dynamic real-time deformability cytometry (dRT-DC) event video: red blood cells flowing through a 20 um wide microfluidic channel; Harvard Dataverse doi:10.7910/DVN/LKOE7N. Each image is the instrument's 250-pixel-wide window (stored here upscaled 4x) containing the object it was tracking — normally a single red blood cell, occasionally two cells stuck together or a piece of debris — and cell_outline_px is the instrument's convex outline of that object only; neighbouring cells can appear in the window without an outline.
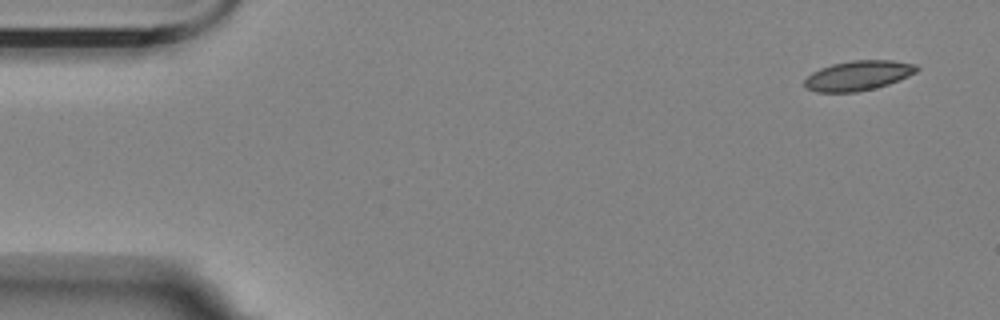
{"species": "Egyptian fruit bat (a non-hibernating species)", "species_latin": "Rousettus aegyptiacus", "temperature_condition": "room temperature", "stored_images_in_passage": 14, "camera_frame_rate_fps": 3000, "um_per_image_px": 0.085, "animal": {"sex": "female"}, "frame": {"image": 1, "passage_image": 1, "time_ms": 0.0, "image_size_px": [1000, 320], "cell_outline_px": [[920, 68], [916, 72], [908, 76], [888, 84], [876, 88], [856, 92], [816, 92], [804, 88], [804, 80], [812, 72], [820, 68], [832, 64], [852, 60], [892, 60], [916, 64]], "centroid_in_image_um": [72.93, 6.42], "position_along_channel_um": 12.1, "area_um2": 19.59}}
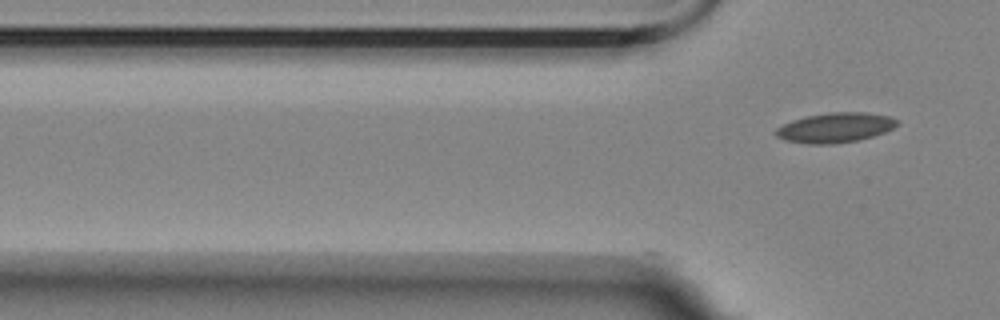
{"frame": {"image": 2, "passage_image": 14, "time_ms": 4.333, "image_size_px": [1000, 320], "cell_outline_px": [[900, 124], [884, 132], [860, 140], [832, 144], [808, 144], [784, 140], [776, 136], [772, 132], [776, 128], [792, 120], [808, 116], [828, 112], [864, 112], [888, 116], [900, 120]], "centroid_in_image_um": [70.98, 10.85], "position_along_channel_um": 54.8, "area_um2": 21.21}}